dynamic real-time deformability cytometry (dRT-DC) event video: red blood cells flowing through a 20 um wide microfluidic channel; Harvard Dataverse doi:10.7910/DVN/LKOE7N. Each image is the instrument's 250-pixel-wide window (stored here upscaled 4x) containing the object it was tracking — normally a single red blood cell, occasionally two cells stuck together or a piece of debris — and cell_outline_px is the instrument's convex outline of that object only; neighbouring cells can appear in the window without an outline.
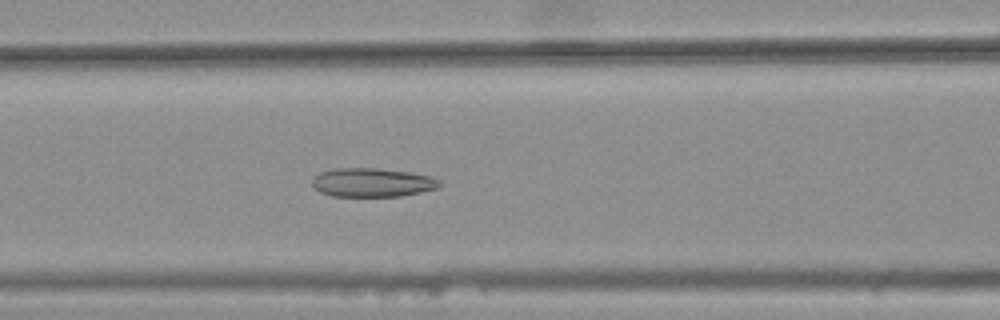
{"species": "common noctule bat (a hibernating species)", "species_latin": "Nyctalus noctula", "temperature_condition": "warm", "stored_images_in_passage": 45, "camera_frame_rate_fps": 3000, "um_per_image_px": 0.085, "animal": {"sex": "female", "body_mass_g": 25.1}, "frame": {"image": 1, "passage_image": 22, "time_ms": 7.0, "image_size_px": [1000, 320], "cell_outline_px": [[440, 184], [436, 188], [420, 192], [400, 196], [332, 196], [320, 192], [312, 188], [312, 176], [320, 172], [336, 168], [376, 168], [408, 172], [432, 176], [440, 180]], "centroid_in_image_um": [31.58, 15.51], "position_along_channel_um": 135.0, "area_um2": 21.44}}
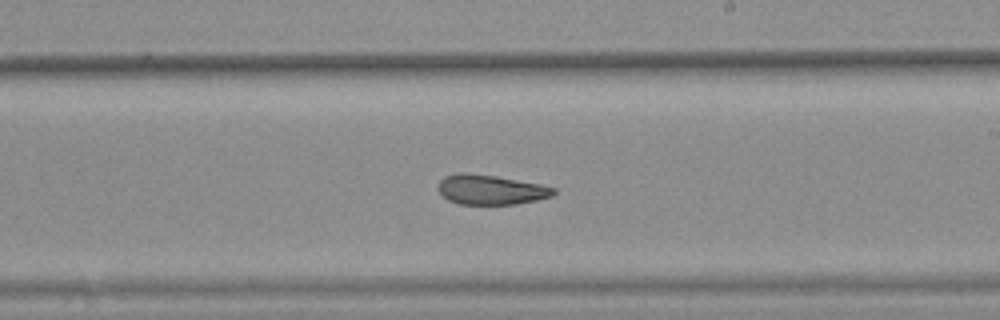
{"frame": {"image": 2, "passage_image": 31, "time_ms": 10.0, "image_size_px": [1000, 320], "cell_outline_px": [[556, 192], [552, 196], [536, 200], [516, 204], [460, 204], [448, 200], [440, 192], [440, 180], [444, 176], [456, 172], [464, 172], [496, 176], [540, 184], [556, 188]], "centroid_in_image_um": [41.72, 16.11], "position_along_channel_um": 247.3, "area_um2": 19.94}}
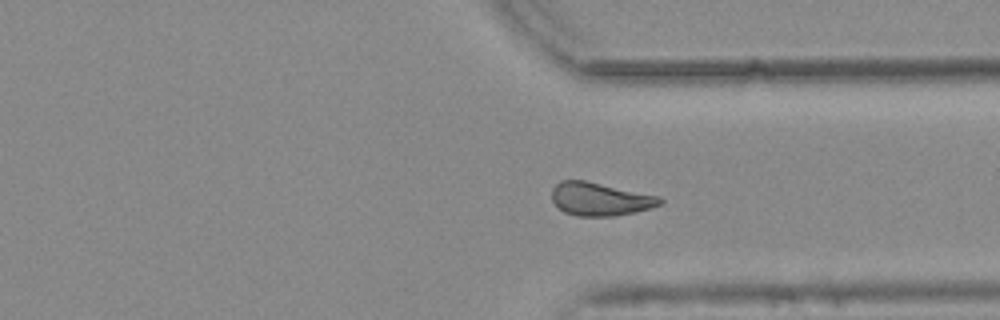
{"frame": {"image": 3, "passage_image": 40, "time_ms": 13.0, "image_size_px": [1000, 320], "cell_outline_px": [[664, 200], [660, 204], [652, 208], [636, 212], [612, 216], [576, 216], [564, 212], [552, 200], [552, 188], [560, 180], [584, 180], [660, 196]], "centroid_in_image_um": [51.01, 16.92], "position_along_channel_um": 360.4, "area_um2": 20.92}, "authors_computed_cell_mechanics": {"area_um2": 21.675, "velocity_mm_per_s": 3.7521, "shape_relaxation_time_tau1_ms": null, "shape_relaxation_time_tau2_ms": 3.3712, "deformation_change_tau1": null, "deformation_change_tau2": 0.0969}}